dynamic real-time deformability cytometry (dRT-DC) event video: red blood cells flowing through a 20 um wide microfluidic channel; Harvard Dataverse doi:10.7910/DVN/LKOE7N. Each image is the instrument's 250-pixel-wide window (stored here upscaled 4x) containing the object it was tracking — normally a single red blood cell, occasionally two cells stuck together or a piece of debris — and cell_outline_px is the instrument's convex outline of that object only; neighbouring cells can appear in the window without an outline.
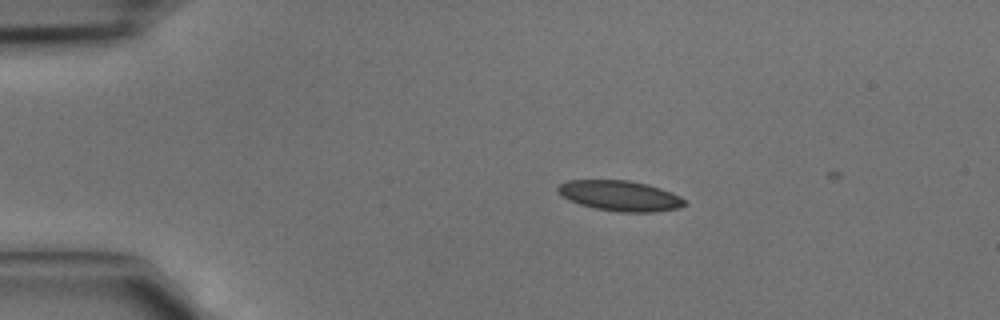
{"species": "common noctule bat (a hibernating species)", "species_latin": "Nyctalus noctula", "temperature_condition": "cold", "stored_images_in_passage": 3, "camera_frame_rate_fps": 3000, "um_per_image_px": 0.085, "animal": {"sex": "male", "body_mass_g": 15.6}, "frame": {"image": 1, "passage_image": 1, "time_ms": 0.0, "image_size_px": [1000, 320], "cell_outline_px": [[688, 204], [680, 208], [652, 212], [620, 212], [596, 208], [580, 204], [568, 200], [556, 188], [560, 184], [568, 180], [628, 180], [648, 184], [672, 192], [680, 196]], "centroid_in_image_um": [52.74, 16.64], "position_along_channel_um": 32.3, "area_um2": 22.37}}